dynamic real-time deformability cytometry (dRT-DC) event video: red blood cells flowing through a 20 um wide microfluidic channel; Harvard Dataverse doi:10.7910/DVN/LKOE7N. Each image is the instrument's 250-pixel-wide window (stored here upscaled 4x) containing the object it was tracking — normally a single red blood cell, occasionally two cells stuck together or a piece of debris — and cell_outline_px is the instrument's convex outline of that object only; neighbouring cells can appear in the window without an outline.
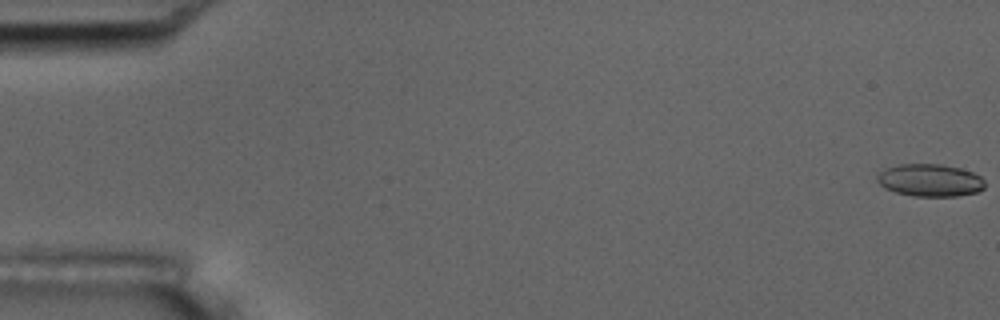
{"species": "common noctule bat (a hibernating species)", "species_latin": "Nyctalus noctula", "temperature_condition": "room temperature", "stored_images_in_passage": 16, "camera_frame_rate_fps": 3000, "um_per_image_px": 0.085, "animal": {"sex": "male", "body_mass_g": 17.5, "forearm_length_mm": 52.3}, "frame": {"image": 1, "passage_image": 1, "time_ms": 0.0, "image_size_px": [1000, 320], "cell_outline_px": [[984, 188], [976, 192], [956, 196], [912, 196], [896, 192], [884, 188], [876, 180], [876, 176], [880, 172], [888, 168], [900, 164], [940, 164], [960, 168], [972, 172], [980, 176], [984, 180]], "centroid_in_image_um": [79.04, 15.32], "position_along_channel_um": 6.0, "area_um2": 20.29}}